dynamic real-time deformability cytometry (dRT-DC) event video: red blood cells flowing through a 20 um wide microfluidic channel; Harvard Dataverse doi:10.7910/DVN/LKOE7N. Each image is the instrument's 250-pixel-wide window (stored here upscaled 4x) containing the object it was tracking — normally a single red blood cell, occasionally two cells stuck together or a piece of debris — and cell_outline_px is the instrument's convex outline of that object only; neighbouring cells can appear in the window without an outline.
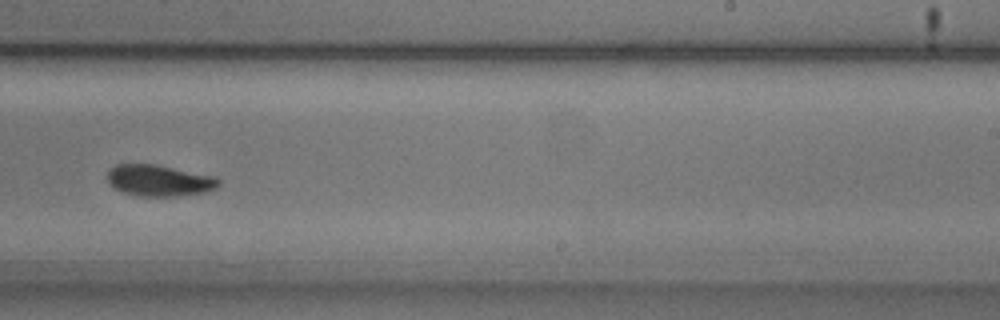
{"species": "common noctule bat (a hibernating species)", "species_latin": "Nyctalus noctula", "temperature_condition": "cold", "stored_images_in_passage": 10, "camera_frame_rate_fps": 3000, "um_per_image_px": 0.085, "animal": {"sex": "male", "body_mass_g": 20.5, "forearm_length_mm": 52.5}, "frame": {"image": 1, "passage_image": 9, "time_ms": 9.667, "image_size_px": [1000, 320], "cell_outline_px": [[220, 184], [216, 188], [204, 192], [176, 196], [140, 196], [124, 192], [116, 188], [108, 180], [108, 168], [116, 164], [152, 164], [216, 176], [220, 180]], "centroid_in_image_um": [13.55, 15.33], "position_along_channel_um": 275.5, "area_um2": 20.11}}